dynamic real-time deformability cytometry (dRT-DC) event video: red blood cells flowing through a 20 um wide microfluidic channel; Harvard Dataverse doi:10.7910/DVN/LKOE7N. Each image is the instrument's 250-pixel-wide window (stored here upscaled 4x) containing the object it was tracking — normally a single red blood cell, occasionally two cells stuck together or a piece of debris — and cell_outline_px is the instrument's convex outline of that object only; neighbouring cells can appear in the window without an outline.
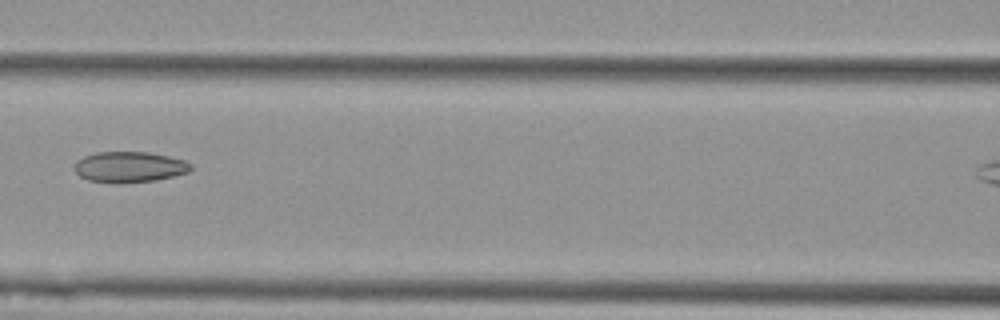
{"species": "Egyptian fruit bat (a non-hibernating species)", "species_latin": "Rousettus aegyptiacus", "temperature_condition": "cold", "stored_images_in_passage": 7, "camera_frame_rate_fps": 3000, "um_per_image_px": 0.085, "animal": {"sex": "female"}, "frame": {"image": 1, "passage_image": 6, "time_ms": 1.667, "image_size_px": [1000, 320], "cell_outline_px": [[192, 168], [188, 172], [156, 180], [120, 184], [112, 184], [88, 180], [80, 176], [76, 172], [76, 160], [84, 156], [96, 152], [148, 152], [168, 156], [184, 160], [192, 164]], "centroid_in_image_um": [10.99, 14.2], "position_along_channel_um": 155.6, "area_um2": 20.98}}